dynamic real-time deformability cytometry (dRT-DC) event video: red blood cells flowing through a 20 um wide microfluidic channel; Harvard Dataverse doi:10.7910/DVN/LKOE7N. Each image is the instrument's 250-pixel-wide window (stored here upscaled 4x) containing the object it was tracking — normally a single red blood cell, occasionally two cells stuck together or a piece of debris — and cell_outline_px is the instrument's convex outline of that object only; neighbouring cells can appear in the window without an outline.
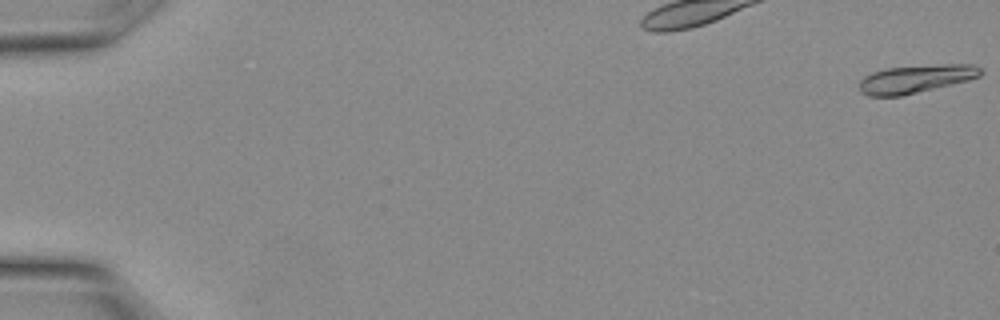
{"species": "Egyptian fruit bat (a non-hibernating species)", "species_latin": "Rousettus aegyptiacus", "temperature_condition": "warm", "stored_images_in_passage": 12, "camera_frame_rate_fps": 3000, "um_per_image_px": 0.085, "animal": {"sex": "female"}, "frame": {"image": 1, "passage_image": 1, "time_ms": 0.0, "image_size_px": [1000, 320], "cell_outline_px": [[984, 72], [980, 76], [968, 80], [900, 96], [868, 96], [860, 92], [860, 80], [864, 76], [872, 72], [884, 68], [936, 64], [972, 64], [980, 68]], "centroid_in_image_um": [77.83, 6.69], "position_along_channel_um": 7.2, "area_um2": 19.88}}
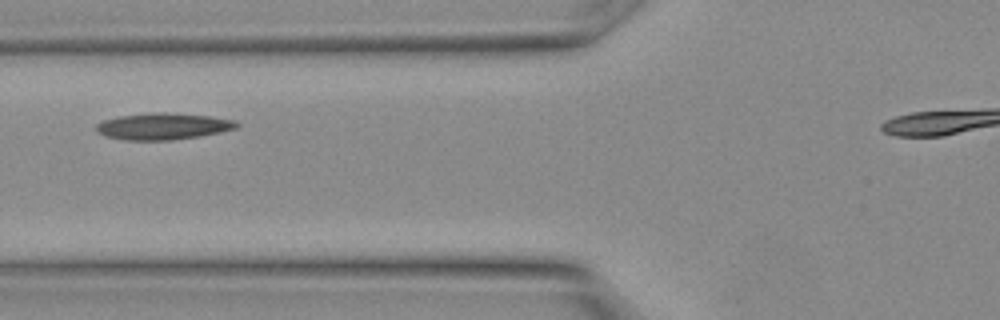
{"frame": {"image": 2, "passage_image": 9, "time_ms": 2.667, "image_size_px": [1000, 320], "cell_outline_px": [[240, 124], [236, 128], [220, 132], [172, 140], [124, 140], [104, 136], [96, 132], [96, 124], [104, 120], [120, 116], [152, 112], [164, 112], [212, 116], [236, 120]], "centroid_in_image_um": [13.85, 10.73], "position_along_channel_um": 112.0, "area_um2": 21.79}}
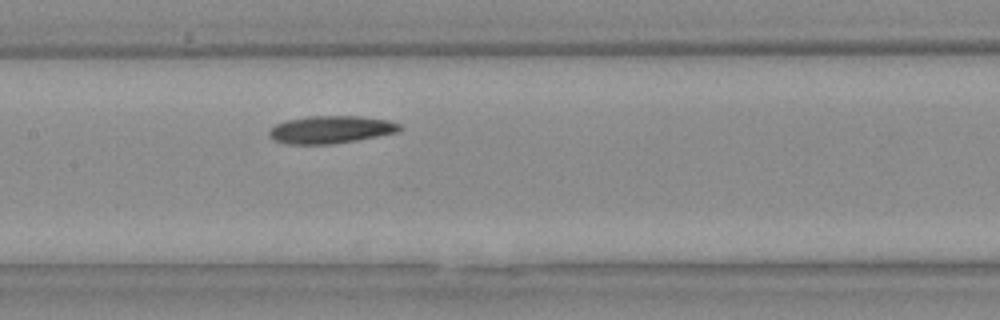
{"frame": {"image": 3, "passage_image": 12, "time_ms": 3.667, "image_size_px": [1000, 320], "cell_outline_px": [[400, 128], [396, 132], [356, 140], [332, 144], [288, 144], [272, 140], [268, 136], [268, 132], [276, 124], [284, 120], [308, 116], [360, 116], [388, 120], [400, 124]], "centroid_in_image_um": [28.05, 11.01], "position_along_channel_um": 179.4, "area_um2": 20.92}}